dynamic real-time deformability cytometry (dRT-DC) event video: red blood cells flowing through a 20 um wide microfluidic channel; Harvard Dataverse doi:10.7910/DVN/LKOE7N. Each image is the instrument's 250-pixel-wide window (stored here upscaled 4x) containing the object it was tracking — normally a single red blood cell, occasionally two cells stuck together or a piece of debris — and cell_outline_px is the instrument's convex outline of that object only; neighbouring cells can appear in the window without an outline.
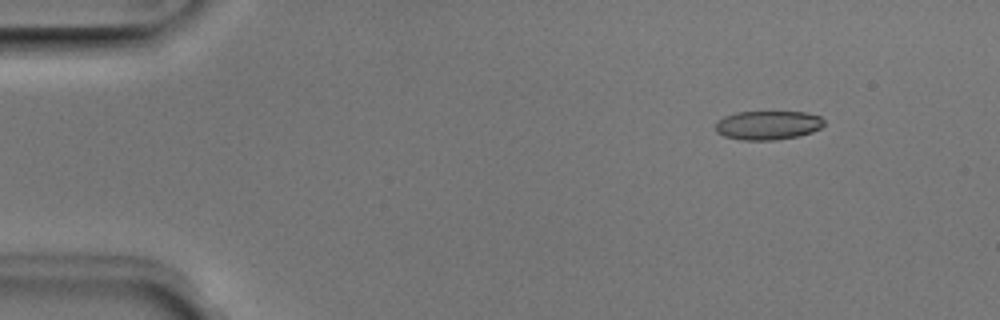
{"species": "Egyptian fruit bat (a non-hibernating species)", "species_latin": "Rousettus aegyptiacus", "temperature_condition": "room temperature", "stored_images_in_passage": 47, "camera_frame_rate_fps": 3000, "um_per_image_px": 0.085, "animal": {"sex": "male"}, "frame": {"image": 1, "passage_image": 2, "time_ms": 0.333, "image_size_px": [1000, 320], "cell_outline_px": [[824, 124], [820, 128], [812, 132], [800, 136], [776, 140], [740, 140], [724, 136], [716, 132], [716, 120], [724, 116], [736, 112], [804, 112], [820, 116], [824, 120]], "centroid_in_image_um": [65.26, 10.65], "position_along_channel_um": 19.7, "area_um2": 18.5}}
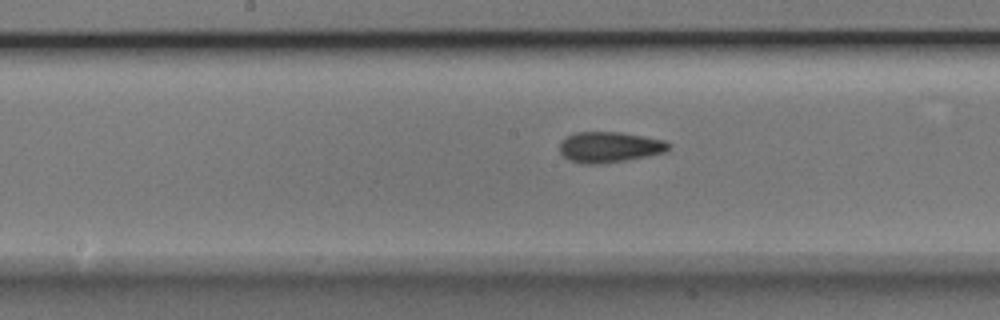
{"frame": {"image": 2, "passage_image": 22, "time_ms": 7.0, "image_size_px": [1000, 320], "cell_outline_px": [[672, 144], [664, 152], [648, 156], [624, 160], [596, 164], [584, 164], [568, 160], [560, 152], [560, 144], [564, 136], [576, 132], [620, 132], [644, 136], [664, 140]], "centroid_in_image_um": [51.78, 12.49], "position_along_channel_um": 196.4, "area_um2": 19.48}}
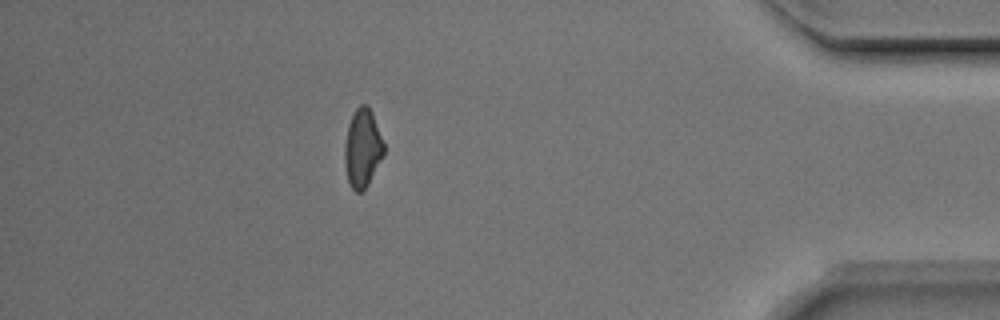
{"frame": {"image": 3, "passage_image": 41, "time_ms": 13.333, "image_size_px": [1000, 320], "cell_outline_px": [[384, 156], [368, 184], [360, 192], [356, 192], [352, 188], [348, 180], [344, 164], [344, 144], [348, 124], [356, 108], [360, 104], [368, 104], [372, 112], [384, 144]], "centroid_in_image_um": [30.81, 12.58], "position_along_channel_um": 404.4, "area_um2": 17.98}, "authors_computed_cell_mechanics": {"area_um2": 18.9584, "velocity_mm_per_s": 3.9905, "shape_relaxation_time_tau1_ms": 5.6478, "shape_relaxation_time_tau2_ms": 1.6039, "deformation_change_tau1": 0.1576, "deformation_change_tau2": 0.0992}}